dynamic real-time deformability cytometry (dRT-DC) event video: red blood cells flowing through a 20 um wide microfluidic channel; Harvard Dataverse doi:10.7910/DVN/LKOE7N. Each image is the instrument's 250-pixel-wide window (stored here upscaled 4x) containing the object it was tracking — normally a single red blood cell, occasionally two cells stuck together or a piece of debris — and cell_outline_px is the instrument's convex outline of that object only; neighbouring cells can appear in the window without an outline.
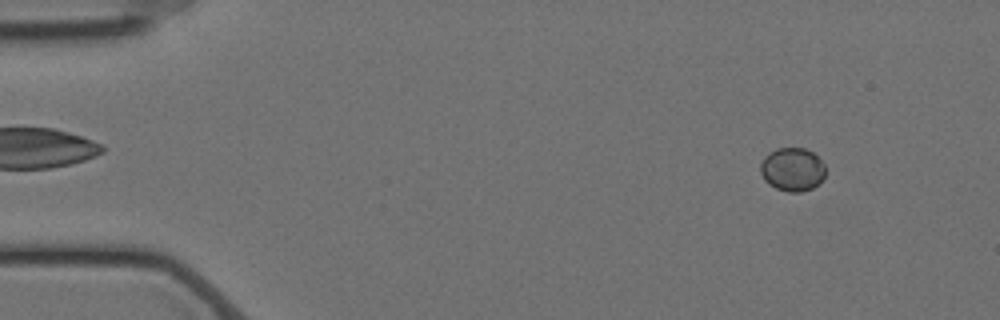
{"species": "Egyptian fruit bat (a non-hibernating species)", "species_latin": "Rousettus aegyptiacus", "temperature_condition": "cold", "stored_images_in_passage": 59, "camera_frame_rate_fps": 3000, "um_per_image_px": 0.085, "animal": {"sex": "female"}, "frame": {"image": 1, "passage_image": 6, "time_ms": 1.667, "image_size_px": [1000, 320], "cell_outline_px": [[824, 176], [820, 184], [812, 188], [800, 192], [788, 192], [776, 188], [768, 184], [764, 180], [760, 172], [760, 164], [764, 156], [768, 152], [776, 148], [804, 148], [812, 152], [824, 164]], "centroid_in_image_um": [67.32, 14.4], "position_along_channel_um": 17.7, "area_um2": 16.59}}
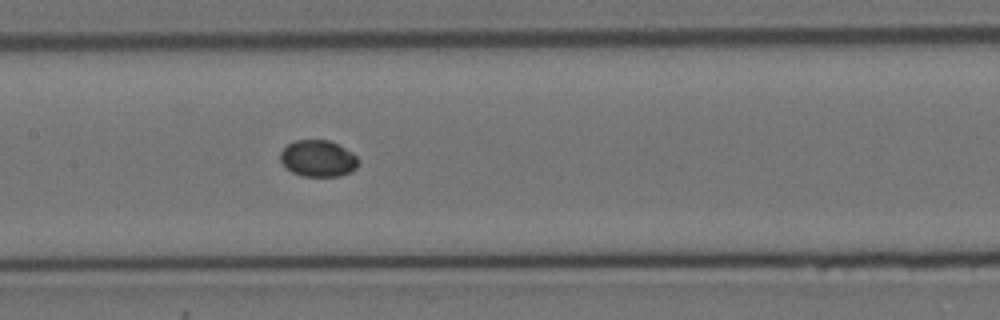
{"frame": {"image": 2, "passage_image": 28, "time_ms": 9.0, "image_size_px": [1000, 320], "cell_outline_px": [[360, 160], [356, 168], [352, 172], [340, 176], [304, 176], [292, 172], [280, 160], [280, 152], [288, 144], [296, 140], [328, 140], [352, 152]], "centroid_in_image_um": [27.06, 13.47], "position_along_channel_um": 180.3, "area_um2": 16.53}}
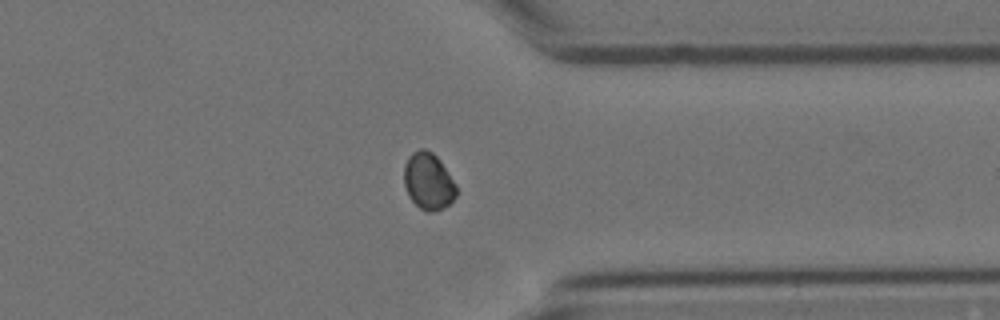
{"frame": {"image": 3, "passage_image": 45, "time_ms": 14.667, "image_size_px": [1000, 320], "cell_outline_px": [[456, 196], [444, 208], [432, 212], [428, 212], [420, 208], [408, 196], [404, 184], [404, 164], [408, 156], [412, 152], [420, 148], [424, 148], [432, 152], [440, 160], [456, 184]], "centroid_in_image_um": [36.39, 15.39], "position_along_channel_um": 375.0, "area_um2": 17.4}}